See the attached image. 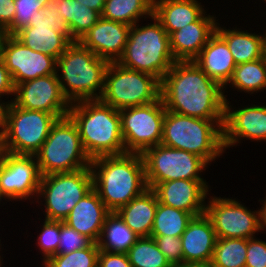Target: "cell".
Instances as JSON below:
<instances>
[{
    "label": "cell",
    "mask_w": 266,
    "mask_h": 267,
    "mask_svg": "<svg viewBox=\"0 0 266 267\" xmlns=\"http://www.w3.org/2000/svg\"><path fill=\"white\" fill-rule=\"evenodd\" d=\"M247 239L217 238L211 265L213 267H245Z\"/></svg>",
    "instance_id": "d6a6232c"
},
{
    "label": "cell",
    "mask_w": 266,
    "mask_h": 267,
    "mask_svg": "<svg viewBox=\"0 0 266 267\" xmlns=\"http://www.w3.org/2000/svg\"><path fill=\"white\" fill-rule=\"evenodd\" d=\"M68 115L77 125L90 159L125 153L119 110L100 99L71 103Z\"/></svg>",
    "instance_id": "3957f363"
},
{
    "label": "cell",
    "mask_w": 266,
    "mask_h": 267,
    "mask_svg": "<svg viewBox=\"0 0 266 267\" xmlns=\"http://www.w3.org/2000/svg\"><path fill=\"white\" fill-rule=\"evenodd\" d=\"M139 238L116 212H111L104 222L97 245L102 251L127 253Z\"/></svg>",
    "instance_id": "f546056e"
},
{
    "label": "cell",
    "mask_w": 266,
    "mask_h": 267,
    "mask_svg": "<svg viewBox=\"0 0 266 267\" xmlns=\"http://www.w3.org/2000/svg\"><path fill=\"white\" fill-rule=\"evenodd\" d=\"M79 3L86 5L88 8L97 11L100 15L104 8L105 0H76Z\"/></svg>",
    "instance_id": "f6af8a7d"
},
{
    "label": "cell",
    "mask_w": 266,
    "mask_h": 267,
    "mask_svg": "<svg viewBox=\"0 0 266 267\" xmlns=\"http://www.w3.org/2000/svg\"><path fill=\"white\" fill-rule=\"evenodd\" d=\"M14 92H15V85L13 83L11 74L6 68L2 58H0V102L3 105H6L12 102L13 98L11 97L14 96ZM9 96H10V100H8ZM3 97H5L4 100H6L7 98V101H4Z\"/></svg>",
    "instance_id": "b9f144b4"
},
{
    "label": "cell",
    "mask_w": 266,
    "mask_h": 267,
    "mask_svg": "<svg viewBox=\"0 0 266 267\" xmlns=\"http://www.w3.org/2000/svg\"><path fill=\"white\" fill-rule=\"evenodd\" d=\"M57 119L53 114L20 108L13 102L3 105L0 151L16 155H35Z\"/></svg>",
    "instance_id": "52a82bcc"
},
{
    "label": "cell",
    "mask_w": 266,
    "mask_h": 267,
    "mask_svg": "<svg viewBox=\"0 0 266 267\" xmlns=\"http://www.w3.org/2000/svg\"><path fill=\"white\" fill-rule=\"evenodd\" d=\"M142 157L145 179L150 189L158 183L171 180H205L202 175L210 166L203 158L193 153L163 144L146 149Z\"/></svg>",
    "instance_id": "8fae6325"
},
{
    "label": "cell",
    "mask_w": 266,
    "mask_h": 267,
    "mask_svg": "<svg viewBox=\"0 0 266 267\" xmlns=\"http://www.w3.org/2000/svg\"><path fill=\"white\" fill-rule=\"evenodd\" d=\"M59 239L58 254H68L75 250L86 248L92 243L89 238L78 233L63 221H60Z\"/></svg>",
    "instance_id": "74e56055"
},
{
    "label": "cell",
    "mask_w": 266,
    "mask_h": 267,
    "mask_svg": "<svg viewBox=\"0 0 266 267\" xmlns=\"http://www.w3.org/2000/svg\"><path fill=\"white\" fill-rule=\"evenodd\" d=\"M212 194L207 198L205 212L212 221L217 238L250 239L259 234V210L249 209L238 198Z\"/></svg>",
    "instance_id": "4fadbf2b"
},
{
    "label": "cell",
    "mask_w": 266,
    "mask_h": 267,
    "mask_svg": "<svg viewBox=\"0 0 266 267\" xmlns=\"http://www.w3.org/2000/svg\"><path fill=\"white\" fill-rule=\"evenodd\" d=\"M90 168L93 188L111 212H116L148 189L140 153L99 156L91 159Z\"/></svg>",
    "instance_id": "7a4b0ae2"
},
{
    "label": "cell",
    "mask_w": 266,
    "mask_h": 267,
    "mask_svg": "<svg viewBox=\"0 0 266 267\" xmlns=\"http://www.w3.org/2000/svg\"><path fill=\"white\" fill-rule=\"evenodd\" d=\"M2 243H1V239H0V251H2V249L4 248V247H2V245H1ZM2 248V249H1Z\"/></svg>",
    "instance_id": "db71d44e"
},
{
    "label": "cell",
    "mask_w": 266,
    "mask_h": 267,
    "mask_svg": "<svg viewBox=\"0 0 266 267\" xmlns=\"http://www.w3.org/2000/svg\"><path fill=\"white\" fill-rule=\"evenodd\" d=\"M216 240L208 214L192 216L181 235L183 262H211Z\"/></svg>",
    "instance_id": "7402d4cb"
},
{
    "label": "cell",
    "mask_w": 266,
    "mask_h": 267,
    "mask_svg": "<svg viewBox=\"0 0 266 267\" xmlns=\"http://www.w3.org/2000/svg\"><path fill=\"white\" fill-rule=\"evenodd\" d=\"M154 238L160 251L165 255L166 260L172 267L183 263L181 237L173 236H150Z\"/></svg>",
    "instance_id": "f35d334b"
},
{
    "label": "cell",
    "mask_w": 266,
    "mask_h": 267,
    "mask_svg": "<svg viewBox=\"0 0 266 267\" xmlns=\"http://www.w3.org/2000/svg\"><path fill=\"white\" fill-rule=\"evenodd\" d=\"M111 211L93 188L73 207L63 221L78 233L97 243L107 216Z\"/></svg>",
    "instance_id": "603a6c76"
},
{
    "label": "cell",
    "mask_w": 266,
    "mask_h": 267,
    "mask_svg": "<svg viewBox=\"0 0 266 267\" xmlns=\"http://www.w3.org/2000/svg\"><path fill=\"white\" fill-rule=\"evenodd\" d=\"M12 102L20 108L53 114L58 119L67 116L71 106L57 73L17 84Z\"/></svg>",
    "instance_id": "2e32d148"
},
{
    "label": "cell",
    "mask_w": 266,
    "mask_h": 267,
    "mask_svg": "<svg viewBox=\"0 0 266 267\" xmlns=\"http://www.w3.org/2000/svg\"><path fill=\"white\" fill-rule=\"evenodd\" d=\"M14 0H0V26L9 33L13 29V19L15 16Z\"/></svg>",
    "instance_id": "7bdbcfd3"
},
{
    "label": "cell",
    "mask_w": 266,
    "mask_h": 267,
    "mask_svg": "<svg viewBox=\"0 0 266 267\" xmlns=\"http://www.w3.org/2000/svg\"><path fill=\"white\" fill-rule=\"evenodd\" d=\"M193 61L209 78L219 82L223 87L231 79L236 67L226 41L217 32L210 37Z\"/></svg>",
    "instance_id": "cb8c5ba5"
},
{
    "label": "cell",
    "mask_w": 266,
    "mask_h": 267,
    "mask_svg": "<svg viewBox=\"0 0 266 267\" xmlns=\"http://www.w3.org/2000/svg\"><path fill=\"white\" fill-rule=\"evenodd\" d=\"M35 157L41 176L90 168L91 164L69 115L56 120Z\"/></svg>",
    "instance_id": "ba28073f"
},
{
    "label": "cell",
    "mask_w": 266,
    "mask_h": 267,
    "mask_svg": "<svg viewBox=\"0 0 266 267\" xmlns=\"http://www.w3.org/2000/svg\"><path fill=\"white\" fill-rule=\"evenodd\" d=\"M266 102L261 105H241L234 107L229 99H226L223 145L226 149L237 147L243 143V139L251 142H266ZM264 104V105H263ZM243 106V107H242Z\"/></svg>",
    "instance_id": "e0dca14e"
},
{
    "label": "cell",
    "mask_w": 266,
    "mask_h": 267,
    "mask_svg": "<svg viewBox=\"0 0 266 267\" xmlns=\"http://www.w3.org/2000/svg\"><path fill=\"white\" fill-rule=\"evenodd\" d=\"M2 110H3V104L0 102V122L2 118Z\"/></svg>",
    "instance_id": "f907efd6"
},
{
    "label": "cell",
    "mask_w": 266,
    "mask_h": 267,
    "mask_svg": "<svg viewBox=\"0 0 266 267\" xmlns=\"http://www.w3.org/2000/svg\"><path fill=\"white\" fill-rule=\"evenodd\" d=\"M165 106L161 97L150 104L119 110L125 153H140L161 144Z\"/></svg>",
    "instance_id": "7c38bea8"
},
{
    "label": "cell",
    "mask_w": 266,
    "mask_h": 267,
    "mask_svg": "<svg viewBox=\"0 0 266 267\" xmlns=\"http://www.w3.org/2000/svg\"><path fill=\"white\" fill-rule=\"evenodd\" d=\"M223 123L224 120H205L166 110L161 144L193 153L211 166L227 153Z\"/></svg>",
    "instance_id": "8992f818"
},
{
    "label": "cell",
    "mask_w": 266,
    "mask_h": 267,
    "mask_svg": "<svg viewBox=\"0 0 266 267\" xmlns=\"http://www.w3.org/2000/svg\"><path fill=\"white\" fill-rule=\"evenodd\" d=\"M216 16L206 11L197 21L170 35V48L176 61H193L199 55L216 32L219 20Z\"/></svg>",
    "instance_id": "44dd1931"
},
{
    "label": "cell",
    "mask_w": 266,
    "mask_h": 267,
    "mask_svg": "<svg viewBox=\"0 0 266 267\" xmlns=\"http://www.w3.org/2000/svg\"><path fill=\"white\" fill-rule=\"evenodd\" d=\"M158 205L156 193L148 188L141 195L120 207L116 213L140 237H150Z\"/></svg>",
    "instance_id": "4316f807"
},
{
    "label": "cell",
    "mask_w": 266,
    "mask_h": 267,
    "mask_svg": "<svg viewBox=\"0 0 266 267\" xmlns=\"http://www.w3.org/2000/svg\"><path fill=\"white\" fill-rule=\"evenodd\" d=\"M14 37L26 47L56 60L73 42L65 19L58 11L50 13L47 6L35 12L29 26L17 32Z\"/></svg>",
    "instance_id": "5bb4252c"
},
{
    "label": "cell",
    "mask_w": 266,
    "mask_h": 267,
    "mask_svg": "<svg viewBox=\"0 0 266 267\" xmlns=\"http://www.w3.org/2000/svg\"><path fill=\"white\" fill-rule=\"evenodd\" d=\"M109 63L79 41L72 42L57 59L56 66L62 92L68 101L100 99Z\"/></svg>",
    "instance_id": "277c9868"
},
{
    "label": "cell",
    "mask_w": 266,
    "mask_h": 267,
    "mask_svg": "<svg viewBox=\"0 0 266 267\" xmlns=\"http://www.w3.org/2000/svg\"><path fill=\"white\" fill-rule=\"evenodd\" d=\"M192 214L158 202L150 236L181 237Z\"/></svg>",
    "instance_id": "1f68e13d"
},
{
    "label": "cell",
    "mask_w": 266,
    "mask_h": 267,
    "mask_svg": "<svg viewBox=\"0 0 266 267\" xmlns=\"http://www.w3.org/2000/svg\"><path fill=\"white\" fill-rule=\"evenodd\" d=\"M175 267H213L211 262H183Z\"/></svg>",
    "instance_id": "bcb514c9"
},
{
    "label": "cell",
    "mask_w": 266,
    "mask_h": 267,
    "mask_svg": "<svg viewBox=\"0 0 266 267\" xmlns=\"http://www.w3.org/2000/svg\"><path fill=\"white\" fill-rule=\"evenodd\" d=\"M211 188L206 180L179 179L158 183L152 190L156 193L159 203L195 216L205 212L206 199Z\"/></svg>",
    "instance_id": "d6986e66"
},
{
    "label": "cell",
    "mask_w": 266,
    "mask_h": 267,
    "mask_svg": "<svg viewBox=\"0 0 266 267\" xmlns=\"http://www.w3.org/2000/svg\"><path fill=\"white\" fill-rule=\"evenodd\" d=\"M258 202H260L261 206L260 209L257 208L259 210L260 232L263 234V231L266 233V196L264 200L259 198Z\"/></svg>",
    "instance_id": "ee69618b"
},
{
    "label": "cell",
    "mask_w": 266,
    "mask_h": 267,
    "mask_svg": "<svg viewBox=\"0 0 266 267\" xmlns=\"http://www.w3.org/2000/svg\"><path fill=\"white\" fill-rule=\"evenodd\" d=\"M217 23L216 32L226 41L229 51L237 64L252 62L265 56V35L260 32L242 30L241 28Z\"/></svg>",
    "instance_id": "484cf974"
},
{
    "label": "cell",
    "mask_w": 266,
    "mask_h": 267,
    "mask_svg": "<svg viewBox=\"0 0 266 267\" xmlns=\"http://www.w3.org/2000/svg\"><path fill=\"white\" fill-rule=\"evenodd\" d=\"M245 267H266V241L256 236L247 239Z\"/></svg>",
    "instance_id": "ab89813d"
},
{
    "label": "cell",
    "mask_w": 266,
    "mask_h": 267,
    "mask_svg": "<svg viewBox=\"0 0 266 267\" xmlns=\"http://www.w3.org/2000/svg\"><path fill=\"white\" fill-rule=\"evenodd\" d=\"M40 232L37 235L36 246L40 250L41 263H44L51 256L58 254L60 242V221L42 219Z\"/></svg>",
    "instance_id": "d590c367"
},
{
    "label": "cell",
    "mask_w": 266,
    "mask_h": 267,
    "mask_svg": "<svg viewBox=\"0 0 266 267\" xmlns=\"http://www.w3.org/2000/svg\"><path fill=\"white\" fill-rule=\"evenodd\" d=\"M160 97L165 109L205 120H224L228 95L194 61H176L164 75Z\"/></svg>",
    "instance_id": "6da1fadb"
},
{
    "label": "cell",
    "mask_w": 266,
    "mask_h": 267,
    "mask_svg": "<svg viewBox=\"0 0 266 267\" xmlns=\"http://www.w3.org/2000/svg\"><path fill=\"white\" fill-rule=\"evenodd\" d=\"M200 1L154 0L153 15L170 36L182 27L197 21L206 10L208 11Z\"/></svg>",
    "instance_id": "d4e9b609"
},
{
    "label": "cell",
    "mask_w": 266,
    "mask_h": 267,
    "mask_svg": "<svg viewBox=\"0 0 266 267\" xmlns=\"http://www.w3.org/2000/svg\"><path fill=\"white\" fill-rule=\"evenodd\" d=\"M153 8L154 0H105L101 17L132 26L140 21L147 23Z\"/></svg>",
    "instance_id": "4dcf8cb0"
},
{
    "label": "cell",
    "mask_w": 266,
    "mask_h": 267,
    "mask_svg": "<svg viewBox=\"0 0 266 267\" xmlns=\"http://www.w3.org/2000/svg\"><path fill=\"white\" fill-rule=\"evenodd\" d=\"M99 267H132L127 253L99 251Z\"/></svg>",
    "instance_id": "60d3db41"
},
{
    "label": "cell",
    "mask_w": 266,
    "mask_h": 267,
    "mask_svg": "<svg viewBox=\"0 0 266 267\" xmlns=\"http://www.w3.org/2000/svg\"><path fill=\"white\" fill-rule=\"evenodd\" d=\"M15 16L13 19V29L8 33L14 36L17 32L29 26L35 12L42 10L45 5L39 0H14Z\"/></svg>",
    "instance_id": "8d00e7d4"
},
{
    "label": "cell",
    "mask_w": 266,
    "mask_h": 267,
    "mask_svg": "<svg viewBox=\"0 0 266 267\" xmlns=\"http://www.w3.org/2000/svg\"><path fill=\"white\" fill-rule=\"evenodd\" d=\"M5 201V203L8 202V200H6V198L2 195L1 191H0V205L2 204L1 202H3V200ZM7 201V202H6Z\"/></svg>",
    "instance_id": "c3c4849f"
},
{
    "label": "cell",
    "mask_w": 266,
    "mask_h": 267,
    "mask_svg": "<svg viewBox=\"0 0 266 267\" xmlns=\"http://www.w3.org/2000/svg\"><path fill=\"white\" fill-rule=\"evenodd\" d=\"M7 36H8L7 30L2 26H0V58L2 55L3 44Z\"/></svg>",
    "instance_id": "7dc6e473"
},
{
    "label": "cell",
    "mask_w": 266,
    "mask_h": 267,
    "mask_svg": "<svg viewBox=\"0 0 266 267\" xmlns=\"http://www.w3.org/2000/svg\"><path fill=\"white\" fill-rule=\"evenodd\" d=\"M265 35V57H266V30L264 31Z\"/></svg>",
    "instance_id": "f5cc1de1"
},
{
    "label": "cell",
    "mask_w": 266,
    "mask_h": 267,
    "mask_svg": "<svg viewBox=\"0 0 266 267\" xmlns=\"http://www.w3.org/2000/svg\"><path fill=\"white\" fill-rule=\"evenodd\" d=\"M100 249L92 242L88 247L68 254H56L47 259L40 267H96Z\"/></svg>",
    "instance_id": "e575fe53"
},
{
    "label": "cell",
    "mask_w": 266,
    "mask_h": 267,
    "mask_svg": "<svg viewBox=\"0 0 266 267\" xmlns=\"http://www.w3.org/2000/svg\"><path fill=\"white\" fill-rule=\"evenodd\" d=\"M130 27L100 17L79 42L98 57L117 62L124 52Z\"/></svg>",
    "instance_id": "ffe728a7"
},
{
    "label": "cell",
    "mask_w": 266,
    "mask_h": 267,
    "mask_svg": "<svg viewBox=\"0 0 266 267\" xmlns=\"http://www.w3.org/2000/svg\"><path fill=\"white\" fill-rule=\"evenodd\" d=\"M40 180L41 174L35 155H16L0 151V191L8 202L21 203L29 200L30 204H34Z\"/></svg>",
    "instance_id": "9a60e30c"
},
{
    "label": "cell",
    "mask_w": 266,
    "mask_h": 267,
    "mask_svg": "<svg viewBox=\"0 0 266 267\" xmlns=\"http://www.w3.org/2000/svg\"><path fill=\"white\" fill-rule=\"evenodd\" d=\"M231 87L232 91L250 95L266 91V57L252 62L237 64L231 79L224 86V93ZM235 89V90H234Z\"/></svg>",
    "instance_id": "f1b7e54d"
},
{
    "label": "cell",
    "mask_w": 266,
    "mask_h": 267,
    "mask_svg": "<svg viewBox=\"0 0 266 267\" xmlns=\"http://www.w3.org/2000/svg\"><path fill=\"white\" fill-rule=\"evenodd\" d=\"M3 258H5V257H3V254H1V252H0V267L3 266V263H4Z\"/></svg>",
    "instance_id": "681fc988"
},
{
    "label": "cell",
    "mask_w": 266,
    "mask_h": 267,
    "mask_svg": "<svg viewBox=\"0 0 266 267\" xmlns=\"http://www.w3.org/2000/svg\"><path fill=\"white\" fill-rule=\"evenodd\" d=\"M1 58L11 74L14 85L51 74H56L57 60L23 45L8 35Z\"/></svg>",
    "instance_id": "ac0fdd59"
},
{
    "label": "cell",
    "mask_w": 266,
    "mask_h": 267,
    "mask_svg": "<svg viewBox=\"0 0 266 267\" xmlns=\"http://www.w3.org/2000/svg\"><path fill=\"white\" fill-rule=\"evenodd\" d=\"M127 255L132 267H172L152 237H140Z\"/></svg>",
    "instance_id": "836d02e7"
},
{
    "label": "cell",
    "mask_w": 266,
    "mask_h": 267,
    "mask_svg": "<svg viewBox=\"0 0 266 267\" xmlns=\"http://www.w3.org/2000/svg\"><path fill=\"white\" fill-rule=\"evenodd\" d=\"M47 7L50 13L58 11L65 19L73 42L79 41L101 17L97 11L76 0H50Z\"/></svg>",
    "instance_id": "83f0119b"
},
{
    "label": "cell",
    "mask_w": 266,
    "mask_h": 267,
    "mask_svg": "<svg viewBox=\"0 0 266 267\" xmlns=\"http://www.w3.org/2000/svg\"><path fill=\"white\" fill-rule=\"evenodd\" d=\"M161 82L154 76L110 62L100 100L116 110L153 103L160 98Z\"/></svg>",
    "instance_id": "30bf717a"
},
{
    "label": "cell",
    "mask_w": 266,
    "mask_h": 267,
    "mask_svg": "<svg viewBox=\"0 0 266 267\" xmlns=\"http://www.w3.org/2000/svg\"><path fill=\"white\" fill-rule=\"evenodd\" d=\"M93 189L91 168L41 176L35 204L44 219L64 221L73 207ZM43 199V200H42ZM44 202V203H42ZM43 205V207H42Z\"/></svg>",
    "instance_id": "9c48e42d"
},
{
    "label": "cell",
    "mask_w": 266,
    "mask_h": 267,
    "mask_svg": "<svg viewBox=\"0 0 266 267\" xmlns=\"http://www.w3.org/2000/svg\"><path fill=\"white\" fill-rule=\"evenodd\" d=\"M41 3H43L45 6H47V4H48V2L50 1V0H39Z\"/></svg>",
    "instance_id": "816d5d0a"
},
{
    "label": "cell",
    "mask_w": 266,
    "mask_h": 267,
    "mask_svg": "<svg viewBox=\"0 0 266 267\" xmlns=\"http://www.w3.org/2000/svg\"><path fill=\"white\" fill-rule=\"evenodd\" d=\"M151 23L137 22L130 27L127 43L117 63L156 77L160 82L176 62L170 48V36L152 15ZM141 23V24H139Z\"/></svg>",
    "instance_id": "5b68a950"
}]
</instances>
